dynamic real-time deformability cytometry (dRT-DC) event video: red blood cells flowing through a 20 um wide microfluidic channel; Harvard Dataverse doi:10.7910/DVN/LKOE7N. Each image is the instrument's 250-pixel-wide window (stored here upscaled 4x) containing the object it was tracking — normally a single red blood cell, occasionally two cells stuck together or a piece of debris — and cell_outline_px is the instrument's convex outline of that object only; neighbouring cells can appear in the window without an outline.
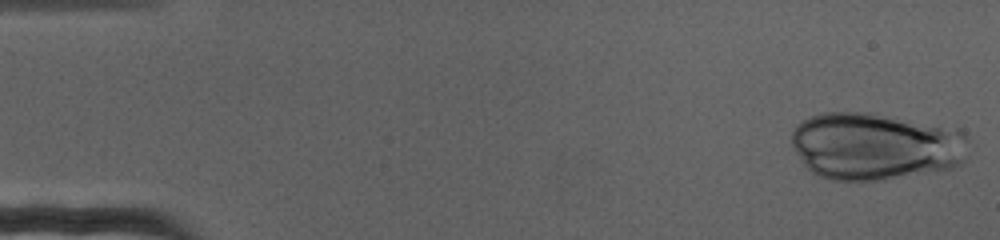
{"species": "human", "species_latin": "Homo sapiens", "temperature_condition": "cold", "stored_images_in_passage": 19, "camera_frame_rate_fps": 3000, "um_per_image_px": 0.085, "donor": {"sex": "female"}, "frame": {"image": 1, "passage_image": 1, "time_ms": 0.0, "image_size_px": [1000, 240], "cell_outline_px": [[968, 140], [964, 164], [952, 168], [880, 180], [832, 180], [816, 176], [804, 164], [792, 148], [792, 132], [796, 124], [800, 120], [808, 116], [820, 112], [872, 112], [960, 128], [968, 136]], "centroid_in_image_um": [74.41, 12.4], "position_along_channel_um": 10.6, "area_um2": 70.63}}